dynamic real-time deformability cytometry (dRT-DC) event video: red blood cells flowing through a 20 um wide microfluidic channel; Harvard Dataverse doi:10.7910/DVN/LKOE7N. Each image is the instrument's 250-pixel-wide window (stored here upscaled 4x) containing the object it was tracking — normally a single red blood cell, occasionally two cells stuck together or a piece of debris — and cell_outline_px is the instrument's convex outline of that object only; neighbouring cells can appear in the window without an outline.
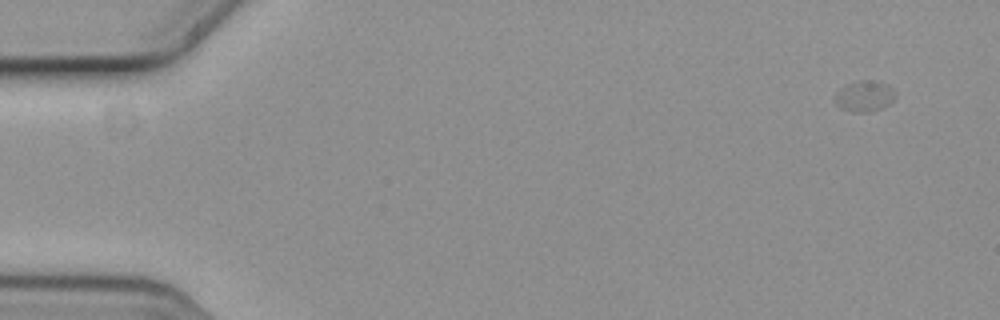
{"species": "common noctule bat (a hibernating species)", "species_latin": "Nyctalus noctula", "temperature_condition": "cold", "stored_images_in_passage": 10, "camera_frame_rate_fps": 3000, "um_per_image_px": 0.085, "animal": {"sex": "female", "body_mass_g": 19.3, "forearm_length_mm": 54.1}, "frame": {"image": 1, "passage_image": 1, "time_ms": 0.0, "image_size_px": [1000, 320], "cell_outline_px": [[896, 96], [888, 104], [880, 108], [868, 112], [852, 112], [840, 108], [832, 100], [836, 92], [840, 88], [856, 80], [880, 80], [888, 84], [896, 92]], "centroid_in_image_um": [73.46, 8.15], "position_along_channel_um": 11.5, "area_um2": 11.16}}
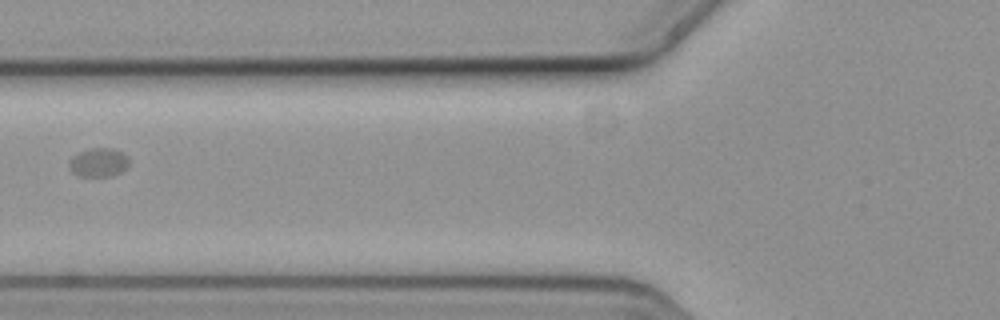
{"frame": {"image": 2, "passage_image": 6, "time_ms": 1.667, "image_size_px": [1000, 320], "cell_outline_px": [[128, 164], [120, 172], [112, 176], [80, 176], [72, 172], [68, 164], [68, 160], [76, 152], [88, 148], [112, 148], [128, 156]], "centroid_in_image_um": [8.32, 13.79], "position_along_channel_um": 117.5, "area_um2": 10.12}}
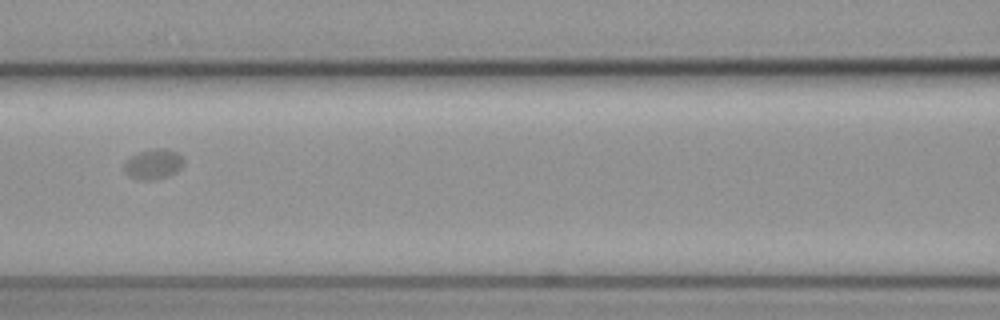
{"frame": {"image": 3, "passage_image": 7, "time_ms": 2.0, "image_size_px": [1000, 320], "cell_outline_px": [[184, 164], [176, 172], [168, 176], [152, 180], [140, 180], [128, 176], [124, 172], [124, 164], [128, 156], [136, 152], [156, 148], [164, 148], [176, 152], [184, 156]], "centroid_in_image_um": [13.02, 13.94], "position_along_channel_um": 153.6, "area_um2": 10.75}}